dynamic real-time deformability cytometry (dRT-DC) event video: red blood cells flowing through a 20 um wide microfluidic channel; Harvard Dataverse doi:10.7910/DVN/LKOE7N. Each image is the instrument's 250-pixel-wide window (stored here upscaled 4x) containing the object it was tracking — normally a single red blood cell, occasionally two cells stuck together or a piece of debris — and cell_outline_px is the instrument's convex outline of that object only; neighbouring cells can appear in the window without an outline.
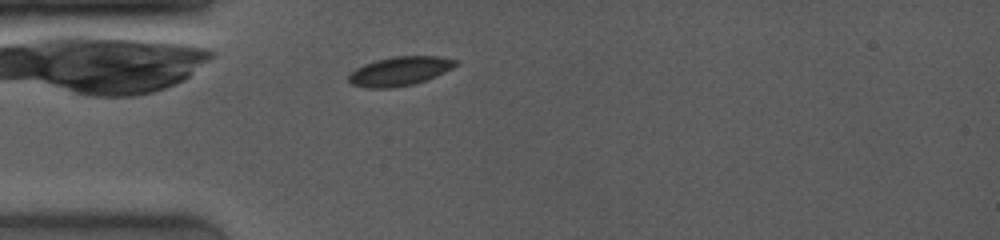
{"species": "common noctule bat (a hibernating species)", "species_latin": "Nyctalus noctula", "temperature_condition": "room temperature", "stored_images_in_passage": 1, "camera_frame_rate_fps": 4000, "um_per_image_px": 0.085, "animal": {"sex": "female", "body_mass_g": 19.0, "forearm_length_mm": 53.3}, "frame": {"image": 1, "passage_image": 1, "time_ms": 0.0, "image_size_px": [1000, 240], "cell_outline_px": [[460, 64], [436, 76], [412, 84], [392, 88], [364, 88], [352, 84], [348, 80], [348, 76], [356, 68], [364, 64], [376, 60], [396, 56], [440, 56], [460, 60]], "centroid_in_image_um": [34.01, 6.04], "position_along_channel_um": 51.0, "area_um2": 18.15}}